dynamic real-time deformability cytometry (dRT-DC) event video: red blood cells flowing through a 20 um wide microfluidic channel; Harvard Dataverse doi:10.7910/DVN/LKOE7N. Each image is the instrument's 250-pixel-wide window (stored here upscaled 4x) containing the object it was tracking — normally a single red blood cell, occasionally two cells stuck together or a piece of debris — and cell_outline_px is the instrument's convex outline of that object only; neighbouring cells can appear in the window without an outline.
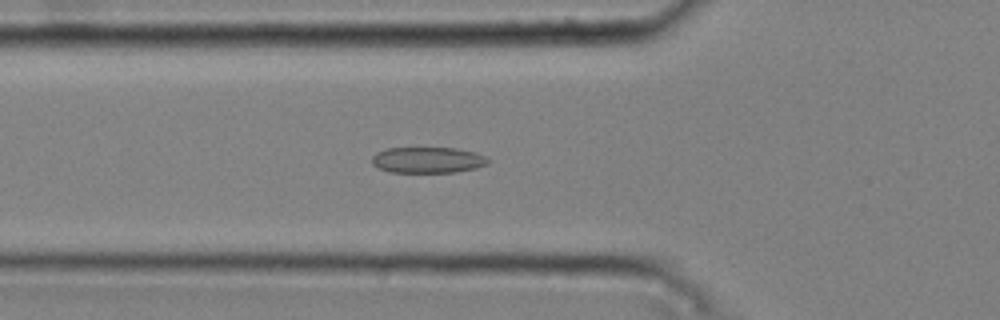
{"species": "common noctule bat (a hibernating species)", "species_latin": "Nyctalus noctula", "temperature_condition": "cold", "stored_images_in_passage": 39, "camera_frame_rate_fps": 3000, "um_per_image_px": 0.085, "animal": {"sex": "male", "body_mass_g": 20.4}, "frame": {"image": 1, "passage_image": 7, "time_ms": 2.0, "image_size_px": [1000, 320], "cell_outline_px": [[492, 160], [488, 164], [476, 168], [456, 172], [388, 172], [372, 164], [372, 156], [376, 152], [388, 148], [456, 148], [476, 152]], "centroid_in_image_um": [36.39, 13.6], "position_along_channel_um": 89.4, "area_um2": 17.69}}
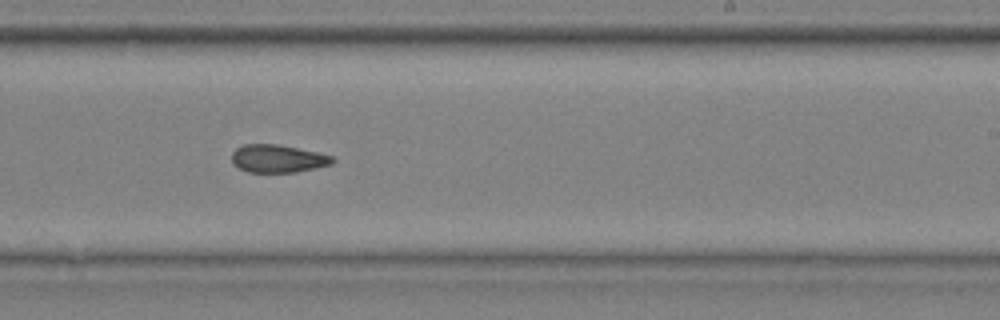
{"frame": {"image": 2, "passage_image": 21, "time_ms": 6.667, "image_size_px": [1000, 320], "cell_outline_px": [[336, 160], [332, 164], [316, 168], [296, 172], [248, 172], [232, 164], [232, 152], [236, 148], [244, 144], [276, 144], [316, 152], [332, 156]], "centroid_in_image_um": [23.6, 13.49], "position_along_channel_um": 265.4, "area_um2": 16.3}}
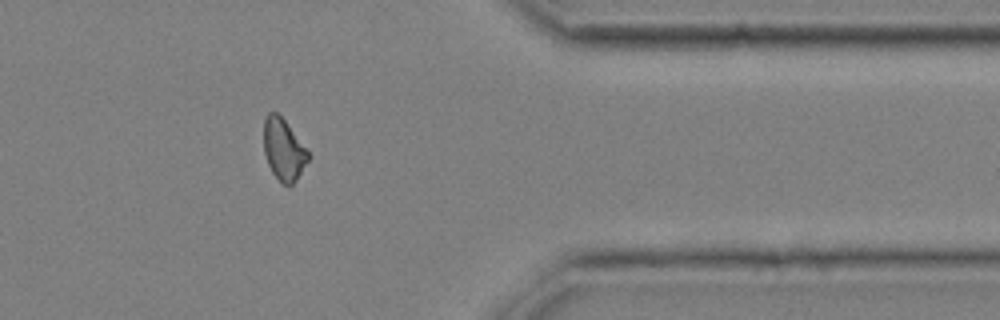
{"frame": {"image": 3, "passage_image": 32, "time_ms": 10.333, "image_size_px": [1000, 320], "cell_outline_px": [[312, 156], [296, 180], [288, 188], [272, 172], [268, 164], [264, 152], [264, 116], [268, 112], [276, 112], [284, 120]], "centroid_in_image_um": [24.11, 12.72], "position_along_channel_um": 387.3, "area_um2": 15.9}, "authors_computed_cell_mechanics": {"area_um2": 16.6464, "velocity_mm_per_s": 3.7674, "shape_relaxation_time_tau1_ms": 4.4178, "shape_relaxation_time_tau2_ms": 2.8998, "deformation_change_tau1": 0.1026, "deformation_change_tau2": 0.1026}}